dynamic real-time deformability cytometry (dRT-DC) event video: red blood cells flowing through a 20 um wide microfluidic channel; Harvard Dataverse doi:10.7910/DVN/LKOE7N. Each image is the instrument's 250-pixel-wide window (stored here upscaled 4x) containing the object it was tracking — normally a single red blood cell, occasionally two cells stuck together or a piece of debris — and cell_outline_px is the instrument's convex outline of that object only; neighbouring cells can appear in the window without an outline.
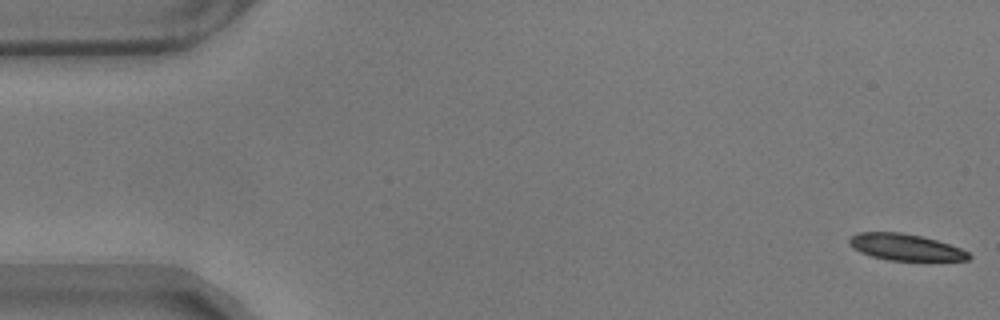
{"species": "common noctule bat (a hibernating species)", "species_latin": "Nyctalus noctula", "temperature_condition": "warm", "stored_images_in_passage": 57, "camera_frame_rate_fps": 3000, "um_per_image_px": 0.085, "animal": {"sex": "male", "body_mass_g": 17.9}, "frame": {"image": 1, "passage_image": 1, "time_ms": 0.0, "image_size_px": [1000, 320], "cell_outline_px": [[972, 256], [968, 260], [888, 260], [872, 256], [860, 252], [852, 248], [848, 244], [848, 240], [852, 236], [860, 232], [900, 232], [920, 236], [936, 240], [960, 248], [968, 252]], "centroid_in_image_um": [76.93, 21.01], "position_along_channel_um": 8.1, "area_um2": 18.26}}
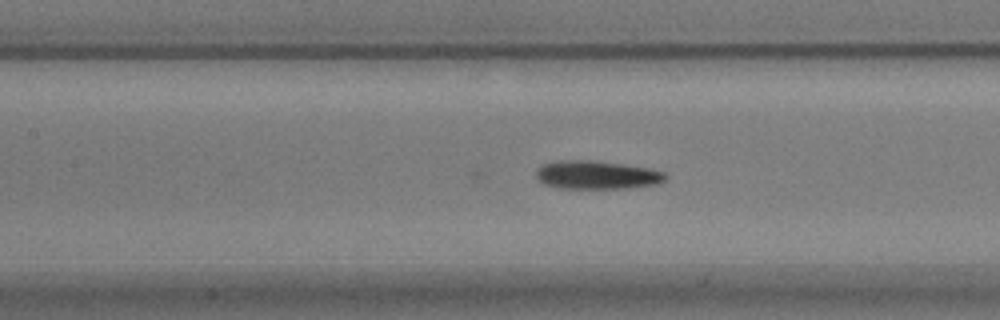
{"frame": {"image": 2, "passage_image": 25, "time_ms": 8.0, "image_size_px": [1000, 320], "cell_outline_px": [[668, 176], [664, 180], [656, 184], [628, 188], [560, 188], [544, 184], [536, 180], [536, 168], [540, 164], [556, 160], [592, 160], [648, 168], [664, 172]], "centroid_in_image_um": [50.65, 14.86], "position_along_channel_um": 156.8, "area_um2": 21.5}}
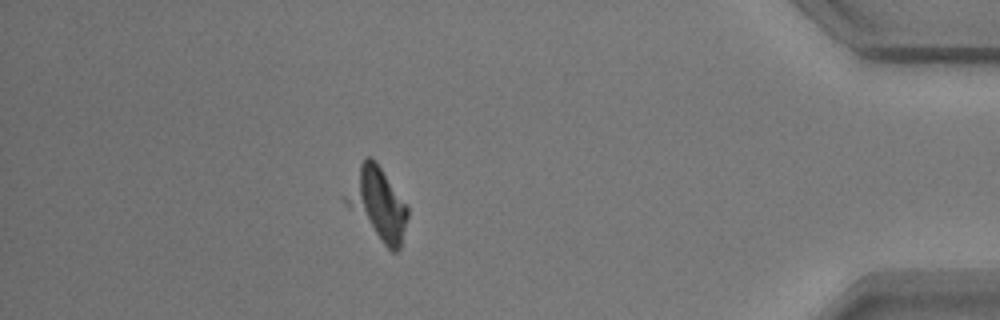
{"frame": {"image": 3, "passage_image": 50, "time_ms": 16.333, "image_size_px": [1000, 320], "cell_outline_px": [[408, 216], [400, 248], [396, 252], [392, 252], [384, 244], [340, 196], [364, 156], [372, 156], [376, 160], [408, 204]], "centroid_in_image_um": [32.09, 17.23], "position_along_channel_um": 403.1, "area_um2": 26.01}, "authors_computed_cell_mechanics": {"area_um2": 21.6172, "velocity_mm_per_s": 3.5035, "shape_relaxation_time_tau1_ms": 4.6057, "shape_relaxation_time_tau2_ms": 4.0804, "deformation_change_tau1": 0.159, "deformation_change_tau2": 0.1179}}